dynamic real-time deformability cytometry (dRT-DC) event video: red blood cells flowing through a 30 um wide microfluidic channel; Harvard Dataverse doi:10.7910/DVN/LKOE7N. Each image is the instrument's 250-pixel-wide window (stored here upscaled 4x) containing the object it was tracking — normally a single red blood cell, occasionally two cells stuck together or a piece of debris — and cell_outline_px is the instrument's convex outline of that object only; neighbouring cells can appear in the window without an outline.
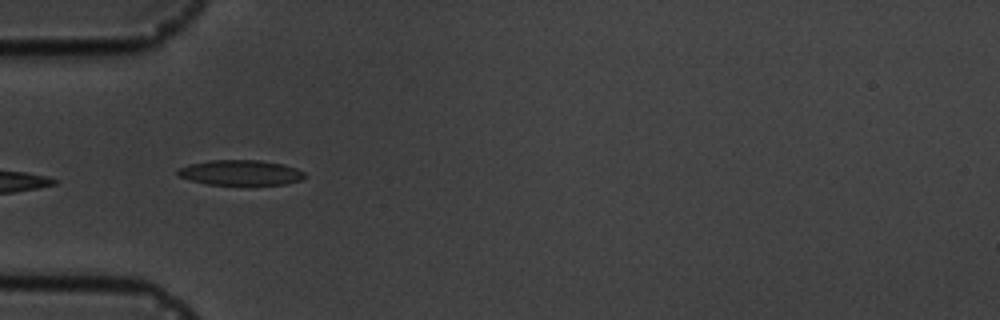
{"species": "common noctule bat (a hibernating species)", "species_latin": "Nyctalus noctula", "temperature_condition": "cold", "stored_images_in_passage": 7, "camera_frame_rate_fps": 3000, "um_per_image_px": 0.085, "animal": {"sex": "male", "body_mass_g": 19.5, "forearm_length_mm": 54.6}, "frame": {"image": 1, "passage_image": 6, "time_ms": 5.667, "image_size_px": [1000, 320], "cell_outline_px": [[308, 176], [300, 180], [284, 184], [208, 184], [192, 180], [180, 176], [176, 172], [180, 168], [188, 164], [208, 160], [260, 160], [284, 164], [296, 168], [304, 172]], "centroid_in_image_um": [20.48, 14.66], "position_along_channel_um": 64.5, "area_um2": 18.5}}
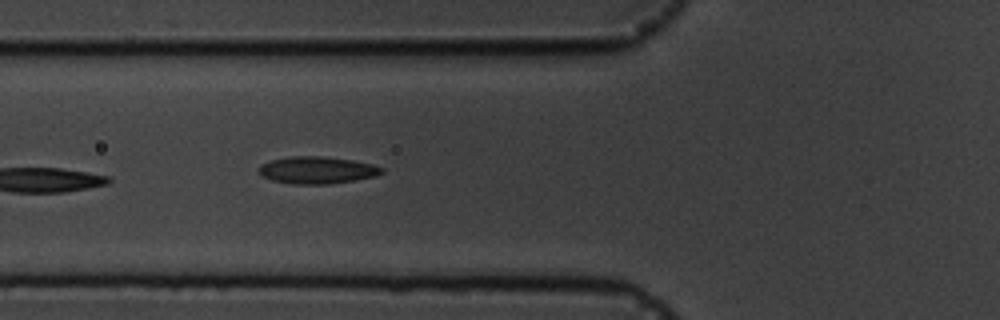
{"frame": {"image": 2, "passage_image": 7, "time_ms": 6.667, "image_size_px": [1000, 320], "cell_outline_px": [[384, 172], [376, 176], [356, 180], [328, 184], [292, 184], [272, 180], [264, 176], [260, 172], [260, 164], [272, 160], [288, 156], [324, 156], [352, 160], [372, 164], [384, 168]], "centroid_in_image_um": [26.99, 14.46], "position_along_channel_um": 98.8, "area_um2": 19.42}}